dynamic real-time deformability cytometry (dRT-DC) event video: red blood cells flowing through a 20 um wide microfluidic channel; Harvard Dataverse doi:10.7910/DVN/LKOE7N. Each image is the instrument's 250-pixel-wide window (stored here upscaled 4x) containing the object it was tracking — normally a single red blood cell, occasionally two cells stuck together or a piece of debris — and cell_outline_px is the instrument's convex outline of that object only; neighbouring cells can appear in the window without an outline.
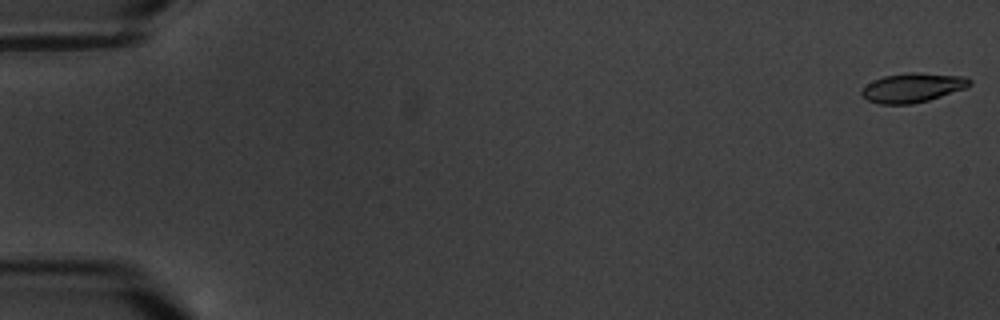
{"species": "common noctule bat (a hibernating species)", "species_latin": "Nyctalus noctula", "temperature_condition": "warm", "stored_images_in_passage": 13, "camera_frame_rate_fps": 3000, "um_per_image_px": 0.085, "animal": {"sex": "male", "body_mass_g": 20.1, "forearm_length_mm": 53.5}, "frame": {"image": 1, "passage_image": 1, "time_ms": 0.0, "image_size_px": [1000, 320], "cell_outline_px": [[972, 84], [964, 88], [928, 100], [912, 104], [880, 104], [868, 100], [860, 92], [872, 80], [884, 76], [908, 72], [916, 72], [968, 76], [972, 80]], "centroid_in_image_um": [77.6, 7.43], "position_along_channel_um": 7.4, "area_um2": 18.38}}
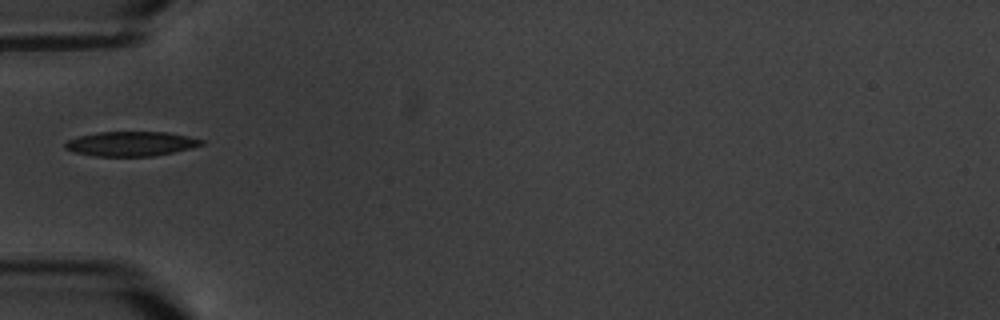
{"frame": {"image": 2, "passage_image": 6, "time_ms": 6.667, "image_size_px": [1000, 320], "cell_outline_px": [[204, 144], [192, 148], [152, 156], [96, 156], [76, 152], [64, 148], [64, 144], [68, 140], [80, 136], [96, 132], [168, 132], [188, 136], [204, 140]], "centroid_in_image_um": [11.15, 12.21], "position_along_channel_um": 73.8, "area_um2": 19.42}}
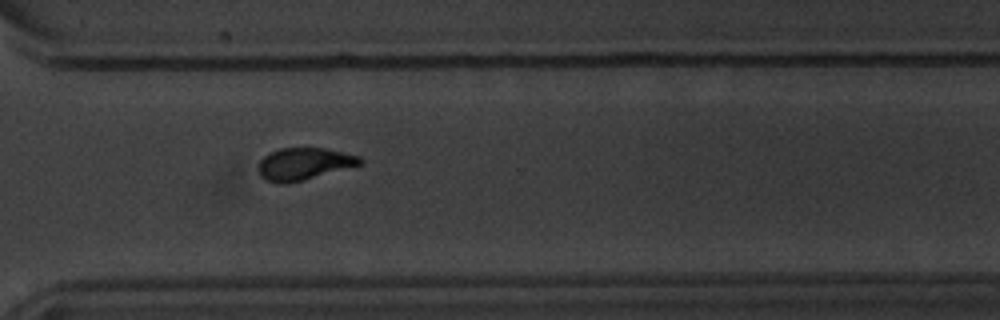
{"frame": {"image": 3, "passage_image": 13, "time_ms": 14.667, "image_size_px": [1000, 320], "cell_outline_px": [[364, 160], [360, 164], [304, 180], [284, 184], [280, 184], [268, 180], [260, 176], [260, 160], [268, 152], [280, 148], [324, 148], [360, 156]], "centroid_in_image_um": [25.82, 13.92], "position_along_channel_um": 344.8, "area_um2": 18.79}}